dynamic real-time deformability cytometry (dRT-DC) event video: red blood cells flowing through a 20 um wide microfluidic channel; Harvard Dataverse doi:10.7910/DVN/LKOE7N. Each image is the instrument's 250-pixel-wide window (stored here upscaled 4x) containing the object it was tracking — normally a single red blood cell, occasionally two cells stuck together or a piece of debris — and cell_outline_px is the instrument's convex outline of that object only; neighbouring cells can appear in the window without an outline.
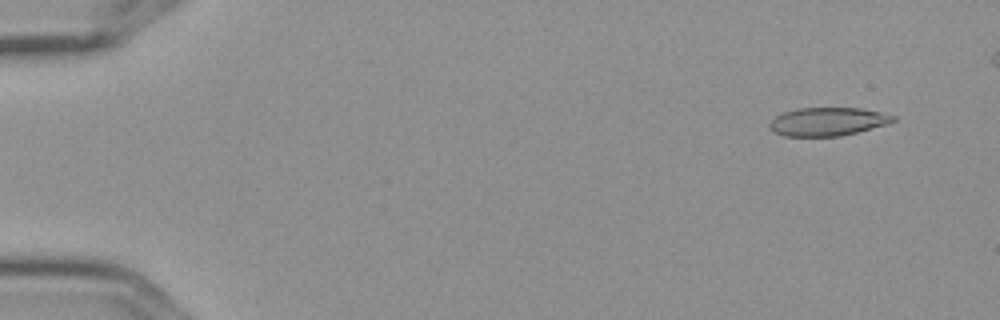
{"species": "Egyptian fruit bat (a non-hibernating species)", "species_latin": "Rousettus aegyptiacus", "temperature_condition": "cold", "stored_images_in_passage": 6, "camera_frame_rate_fps": 3000, "um_per_image_px": 0.085, "frame": {"image": 1, "passage_image": 2, "time_ms": 0.333, "image_size_px": [1000, 320], "cell_outline_px": [[896, 120], [888, 124], [840, 136], [784, 136], [772, 132], [768, 128], [768, 124], [776, 116], [784, 112], [800, 108], [860, 108], [880, 112], [896, 116]], "centroid_in_image_um": [70.33, 10.34], "position_along_channel_um": 14.7, "area_um2": 20.4}}
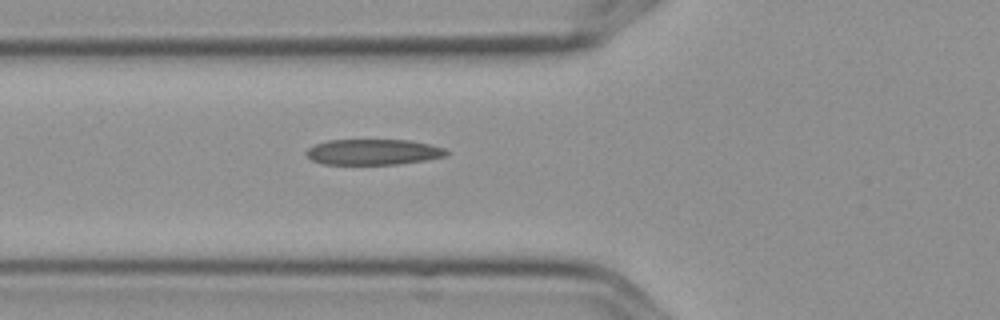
{"frame": {"image": 2, "passage_image": 6, "time_ms": 1.667, "image_size_px": [1000, 320], "cell_outline_px": [[448, 156], [428, 160], [396, 164], [324, 164], [312, 160], [304, 152], [308, 148], [316, 144], [328, 140], [412, 140], [432, 144], [444, 148], [448, 152]], "centroid_in_image_um": [31.77, 12.91], "position_along_channel_um": 94.0, "area_um2": 21.1}}